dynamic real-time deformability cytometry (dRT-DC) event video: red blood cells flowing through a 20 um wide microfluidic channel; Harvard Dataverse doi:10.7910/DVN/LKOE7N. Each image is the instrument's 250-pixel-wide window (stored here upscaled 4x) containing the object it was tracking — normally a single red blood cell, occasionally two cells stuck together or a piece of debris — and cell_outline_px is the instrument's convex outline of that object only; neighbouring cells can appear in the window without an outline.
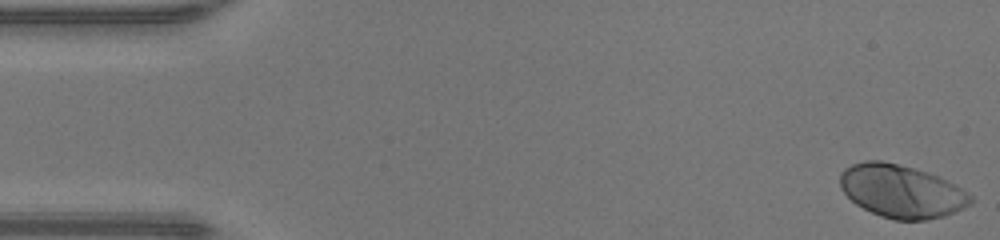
{"species": "human", "species_latin": "Homo sapiens", "temperature_condition": "warm", "stored_images_in_passage": 47, "camera_frame_rate_fps": 3000, "um_per_image_px": 0.085, "donor": {"sex": "male"}, "frame": {"image": 1, "passage_image": 1, "time_ms": 0.0, "image_size_px": [1000, 240], "cell_outline_px": [[972, 204], [964, 208], [944, 216], [924, 220], [896, 220], [880, 216], [856, 204], [840, 188], [840, 172], [844, 168], [852, 164], [864, 160], [880, 160], [928, 172], [940, 176], [960, 188], [972, 196]], "centroid_in_image_um": [76.61, 16.25], "position_along_channel_um": 8.4, "area_um2": 40.17}}
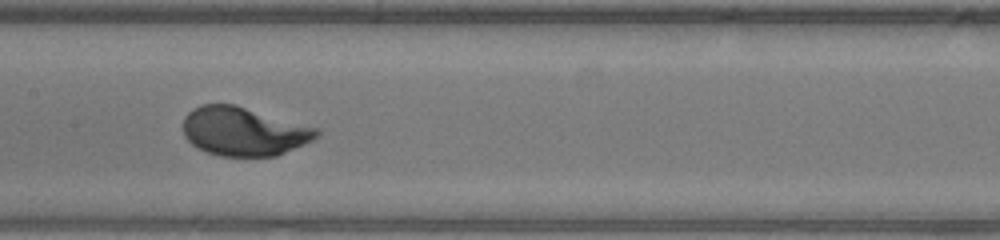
{"frame": {"image": 2, "passage_image": 23, "time_ms": 7.333, "image_size_px": [1000, 240], "cell_outline_px": [[320, 136], [312, 140], [276, 156], [220, 156], [196, 148], [184, 136], [184, 116], [192, 108], [200, 104], [236, 104], [320, 128]], "centroid_in_image_um": [20.73, 11.15], "position_along_channel_um": 186.7, "area_um2": 38.21}}
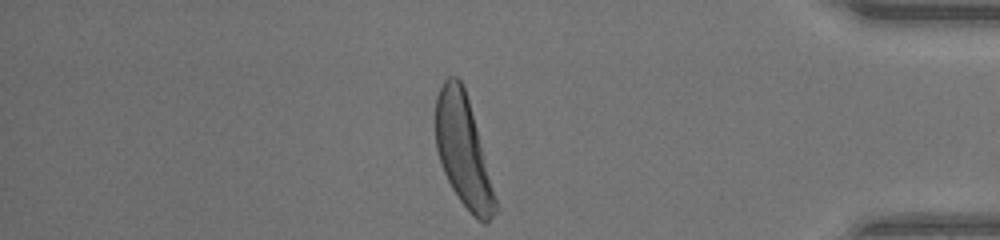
{"frame": {"image": 3, "passage_image": 40, "time_ms": 13.0, "image_size_px": [1000, 240], "cell_outline_px": [[496, 212], [484, 224], [472, 216], [460, 200], [452, 188], [444, 172], [436, 148], [436, 96], [444, 80], [448, 76], [456, 76], [460, 80], [464, 88], [468, 100], [476, 128], [496, 200]], "centroid_in_image_um": [39.34, 12.83], "position_along_channel_um": 395.9, "area_um2": 37.45}, "authors_computed_cell_mechanics": {"area_um2": 38.3792, "velocity_mm_per_s": 4.3384, "shape_relaxation_time_tau1_ms": 1.8612, "shape_relaxation_time_tau2_ms": null, "deformation_change_tau1": 0.1801, "deformation_change_tau2": null}}